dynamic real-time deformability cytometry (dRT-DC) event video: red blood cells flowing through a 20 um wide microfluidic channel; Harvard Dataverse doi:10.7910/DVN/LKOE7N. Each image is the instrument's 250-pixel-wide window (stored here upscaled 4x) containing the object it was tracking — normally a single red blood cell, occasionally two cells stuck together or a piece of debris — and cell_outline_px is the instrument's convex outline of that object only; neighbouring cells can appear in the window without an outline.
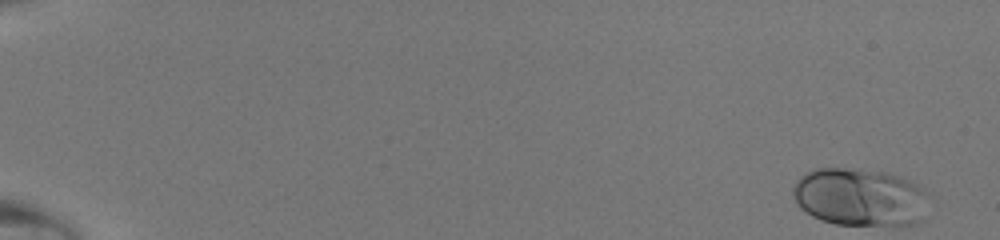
{"species": "human", "species_latin": "Homo sapiens", "temperature_condition": "room temperature", "stored_images_in_passage": 47, "camera_frame_rate_fps": 3000, "um_per_image_px": 0.085, "donor": {"sex": "male"}, "frame": {"image": 1, "passage_image": 1, "time_ms": 0.0, "image_size_px": [1000, 240], "cell_outline_px": [[928, 196], [924, 220], [920, 224], [836, 224], [812, 216], [800, 208], [796, 204], [792, 196], [792, 188], [796, 180], [804, 172], [816, 168], [856, 168], [884, 172], [900, 176], [920, 184], [928, 192]], "centroid_in_image_um": [73.11, 16.73], "position_along_channel_um": 11.9, "area_um2": 46.47}}
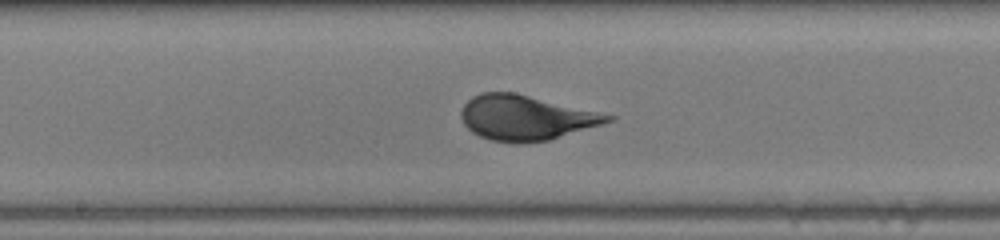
{"frame": {"image": 2, "passage_image": 27, "time_ms": 8.667, "image_size_px": [1000, 240], "cell_outline_px": [[616, 116], [612, 120], [600, 124], [548, 140], [516, 144], [488, 140], [472, 132], [464, 124], [460, 116], [460, 112], [464, 104], [472, 96], [480, 92], [516, 92]], "centroid_in_image_um": [44.63, 10.0], "position_along_channel_um": 203.6, "area_um2": 38.32}}
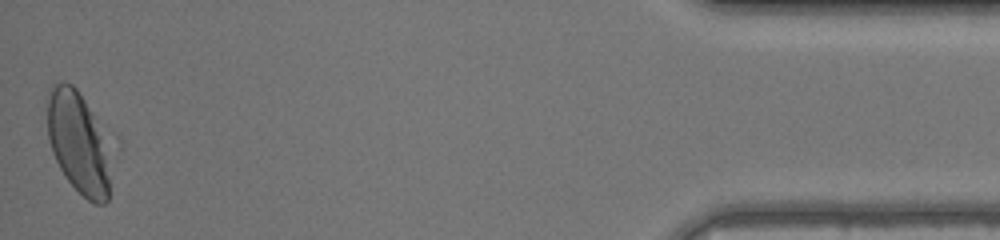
{"frame": {"image": 3, "passage_image": 47, "time_ms": 15.333, "image_size_px": [1000, 240], "cell_outline_px": [[108, 200], [104, 204], [96, 204], [88, 200], [64, 176], [52, 152], [48, 136], [48, 100], [52, 84], [72, 84], [76, 88], [84, 100], [104, 136], [108, 176]], "centroid_in_image_um": [6.61, 12.15], "position_along_channel_um": 428.6, "area_um2": 36.01}}